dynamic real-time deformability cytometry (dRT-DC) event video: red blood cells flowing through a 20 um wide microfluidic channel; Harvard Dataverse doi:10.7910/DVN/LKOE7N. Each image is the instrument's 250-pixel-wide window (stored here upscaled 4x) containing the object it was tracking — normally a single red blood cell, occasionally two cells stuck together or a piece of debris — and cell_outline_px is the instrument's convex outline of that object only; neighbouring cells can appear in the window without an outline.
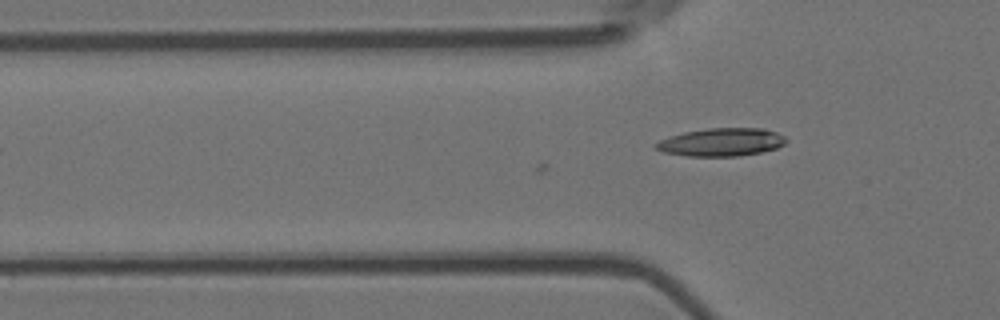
{"species": "Egyptian fruit bat (a non-hibernating species)", "species_latin": "Rousettus aegyptiacus", "temperature_condition": "room temperature", "stored_images_in_passage": 7, "camera_frame_rate_fps": 3000, "um_per_image_px": 0.085, "animal": {"sex": "female"}, "frame": {"image": 1, "passage_image": 7, "time_ms": 2.0, "image_size_px": [1000, 320], "cell_outline_px": [[788, 140], [784, 144], [776, 148], [760, 152], [740, 156], [688, 156], [664, 152], [656, 148], [652, 144], [668, 136], [684, 132], [708, 128], [764, 128], [776, 132], [784, 136]], "centroid_in_image_um": [61.31, 12.08], "position_along_channel_um": 64.5, "area_um2": 21.33}}